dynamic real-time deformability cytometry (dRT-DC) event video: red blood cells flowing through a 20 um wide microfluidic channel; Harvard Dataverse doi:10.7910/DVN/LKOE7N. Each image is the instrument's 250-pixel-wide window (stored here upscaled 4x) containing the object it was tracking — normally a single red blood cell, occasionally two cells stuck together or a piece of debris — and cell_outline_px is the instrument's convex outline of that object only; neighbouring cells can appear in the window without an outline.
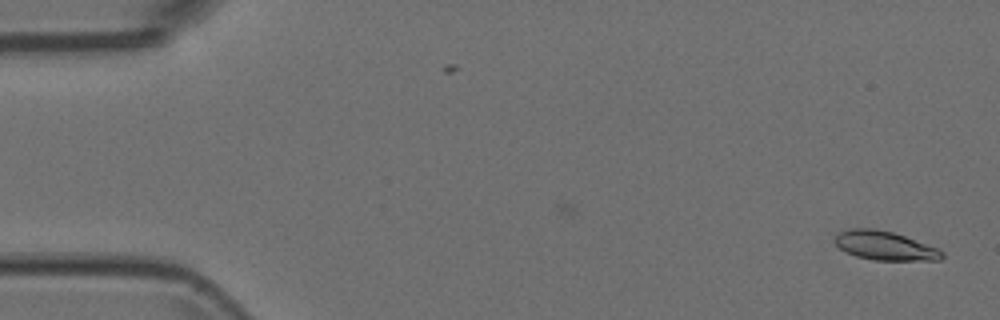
{"species": "Egyptian fruit bat (a non-hibernating species)", "species_latin": "Rousettus aegyptiacus", "temperature_condition": "room temperature", "stored_images_in_passage": 2, "camera_frame_rate_fps": 3000, "um_per_image_px": 0.085, "animal": {"sex": "female"}, "frame": {"image": 1, "passage_image": 2, "time_ms": 0.333, "image_size_px": [1000, 320], "cell_outline_px": [[944, 256], [940, 260], [872, 260], [856, 256], [840, 248], [832, 240], [840, 232], [852, 228], [872, 228], [892, 232], [940, 248], [944, 252]], "centroid_in_image_um": [75.24, 20.89], "position_along_channel_um": 9.8, "area_um2": 18.03}}